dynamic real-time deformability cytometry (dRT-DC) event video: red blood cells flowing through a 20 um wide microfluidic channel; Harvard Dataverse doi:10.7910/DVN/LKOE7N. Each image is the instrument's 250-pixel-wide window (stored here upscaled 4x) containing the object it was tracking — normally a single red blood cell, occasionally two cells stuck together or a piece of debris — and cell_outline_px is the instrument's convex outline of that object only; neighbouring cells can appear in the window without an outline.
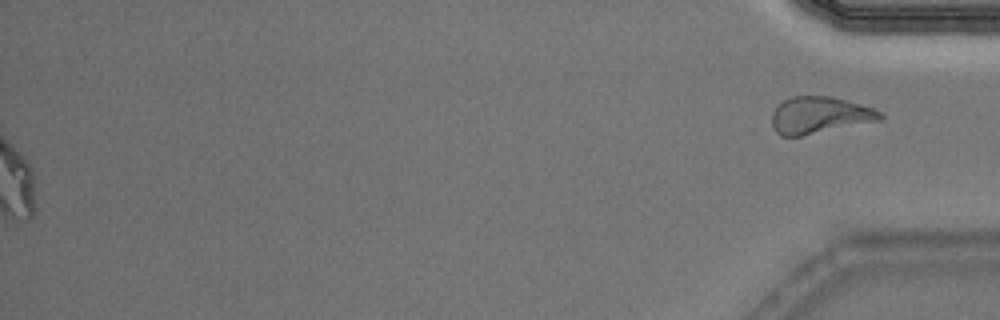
{"species": "Egyptian fruit bat (a non-hibernating species)", "species_latin": "Rousettus aegyptiacus", "temperature_condition": "warm", "stored_images_in_passage": 44, "segment_of_instrument_passage": [2, 2], "camera_frame_rate_fps": 3000, "um_per_image_px": 0.085, "animal": {"sex": "male"}, "frame": {"image": 1, "passage_image": 44, "time_ms": 14.333, "image_size_px": [1000, 320], "cell_outline_px": [[884, 116], [880, 120], [800, 136], [780, 136], [776, 132], [772, 124], [772, 112], [784, 100], [792, 96], [832, 96], [860, 104], [884, 112]], "centroid_in_image_um": [69.67, 9.78], "position_along_channel_um": 365.5, "area_um2": 23.06}}